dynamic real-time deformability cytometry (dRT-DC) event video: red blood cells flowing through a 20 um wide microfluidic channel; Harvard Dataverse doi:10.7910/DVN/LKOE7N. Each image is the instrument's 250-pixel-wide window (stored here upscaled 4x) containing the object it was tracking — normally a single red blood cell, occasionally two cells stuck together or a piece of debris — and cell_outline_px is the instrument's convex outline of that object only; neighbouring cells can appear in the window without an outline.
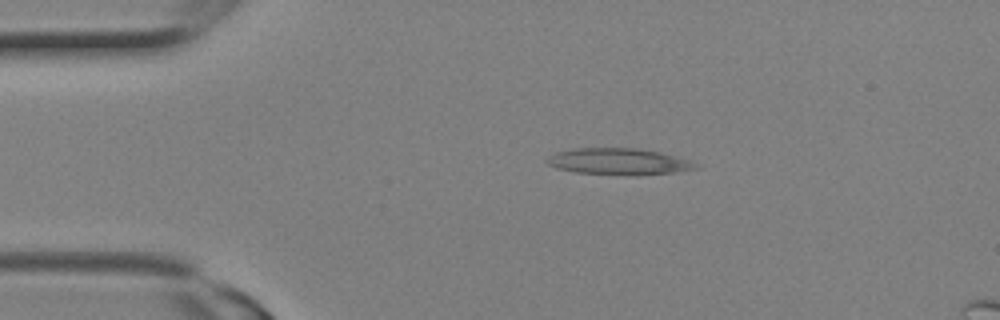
{"species": "Egyptian fruit bat (a non-hibernating species)", "species_latin": "Rousettus aegyptiacus", "temperature_condition": "room temperature", "stored_images_in_passage": 5, "camera_frame_rate_fps": 3000, "um_per_image_px": 0.085, "animal": {"sex": "female"}, "frame": {"image": 1, "passage_image": 1, "time_ms": 0.0, "image_size_px": [1000, 320], "cell_outline_px": [[700, 168], [676, 172], [576, 172], [556, 168], [548, 164], [544, 160], [548, 156], [556, 152], [572, 148], [636, 148], [660, 152], [688, 160], [700, 164]], "centroid_in_image_um": [52.53, 13.67], "position_along_channel_um": 32.5, "area_um2": 21.73}}
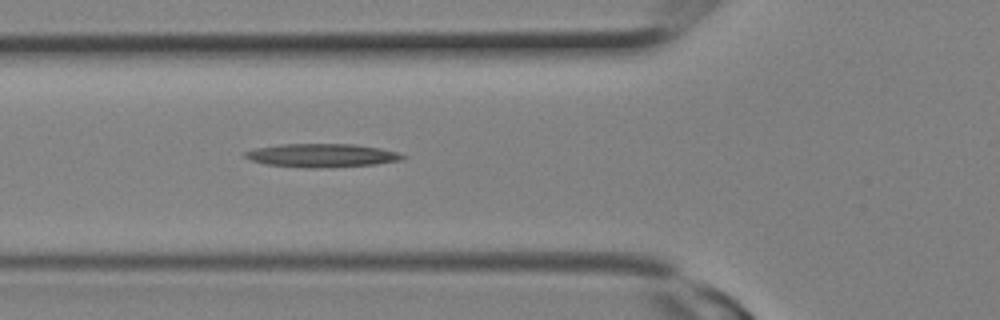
{"frame": {"image": 2, "passage_image": 5, "time_ms": 1.333, "image_size_px": [1000, 320], "cell_outline_px": [[408, 156], [404, 160], [376, 164], [320, 168], [308, 168], [264, 164], [252, 160], [244, 156], [244, 152], [256, 148], [280, 144], [356, 144], [380, 148], [396, 152]], "centroid_in_image_um": [27.39, 13.21], "position_along_channel_um": 98.4, "area_um2": 21.62}}